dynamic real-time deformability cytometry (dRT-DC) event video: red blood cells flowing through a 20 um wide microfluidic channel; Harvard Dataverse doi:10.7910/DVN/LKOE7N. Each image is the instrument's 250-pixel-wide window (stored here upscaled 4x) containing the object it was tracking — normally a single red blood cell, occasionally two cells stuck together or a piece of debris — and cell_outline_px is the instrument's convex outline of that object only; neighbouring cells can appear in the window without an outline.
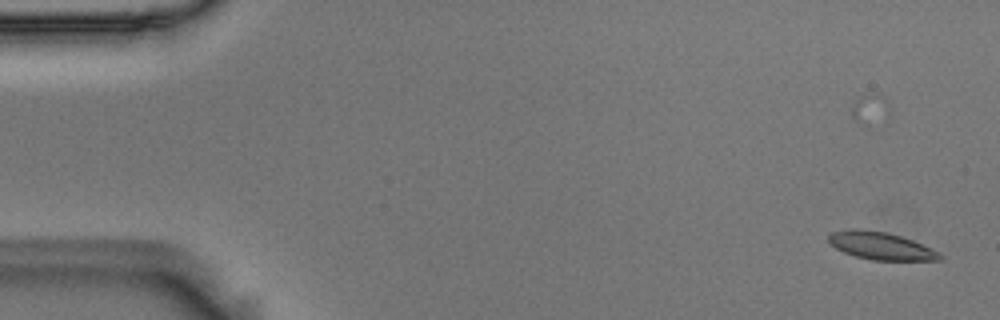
{"species": "Egyptian fruit bat (a non-hibernating species)", "species_latin": "Rousettus aegyptiacus", "temperature_condition": "room temperature", "stored_images_in_passage": 6, "camera_frame_rate_fps": 3000, "um_per_image_px": 0.085, "animal": {"sex": "male"}, "frame": {"image": 1, "passage_image": 2, "time_ms": 0.333, "image_size_px": [1000, 320], "cell_outline_px": [[944, 256], [940, 260], [872, 260], [856, 256], [844, 252], [836, 248], [828, 240], [828, 236], [832, 232], [848, 228], [864, 228], [884, 232], [900, 236], [912, 240], [932, 248], [940, 252]], "centroid_in_image_um": [74.88, 20.88], "position_along_channel_um": 10.1, "area_um2": 17.92}}
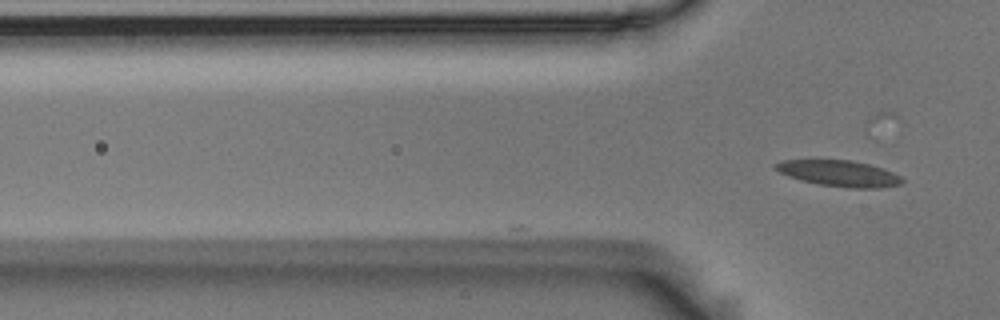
{"frame": {"image": 2, "passage_image": 6, "time_ms": 1.667, "image_size_px": [1000, 320], "cell_outline_px": [[904, 180], [900, 184], [884, 188], [848, 188], [820, 184], [800, 180], [788, 176], [772, 168], [772, 164], [780, 160], [852, 160], [884, 168], [900, 176]], "centroid_in_image_um": [71.3, 14.73], "position_along_channel_um": 54.5, "area_um2": 19.36}}